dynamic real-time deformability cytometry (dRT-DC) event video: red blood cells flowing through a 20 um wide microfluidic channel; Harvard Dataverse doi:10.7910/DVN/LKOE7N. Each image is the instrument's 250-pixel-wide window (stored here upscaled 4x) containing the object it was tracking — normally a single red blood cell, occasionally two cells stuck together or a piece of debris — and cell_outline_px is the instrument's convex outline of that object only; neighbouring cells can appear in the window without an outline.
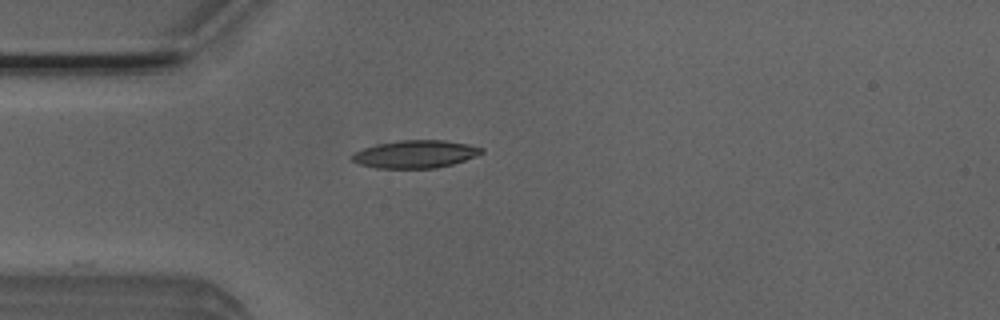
{"species": "Egyptian fruit bat (a non-hibernating species)", "species_latin": "Rousettus aegyptiacus", "temperature_condition": "room temperature", "stored_images_in_passage": 2, "camera_frame_rate_fps": 3000, "um_per_image_px": 0.085, "animal": {"sex": "male"}, "frame": {"image": 1, "passage_image": 1, "time_ms": 0.0, "image_size_px": [1000, 320], "cell_outline_px": [[484, 152], [476, 156], [452, 164], [436, 168], [376, 168], [360, 164], [352, 160], [352, 156], [356, 152], [364, 148], [376, 144], [400, 140], [444, 140], [468, 144], [484, 148]], "centroid_in_image_um": [35.33, 13.1], "position_along_channel_um": 49.7, "area_um2": 20.81}}